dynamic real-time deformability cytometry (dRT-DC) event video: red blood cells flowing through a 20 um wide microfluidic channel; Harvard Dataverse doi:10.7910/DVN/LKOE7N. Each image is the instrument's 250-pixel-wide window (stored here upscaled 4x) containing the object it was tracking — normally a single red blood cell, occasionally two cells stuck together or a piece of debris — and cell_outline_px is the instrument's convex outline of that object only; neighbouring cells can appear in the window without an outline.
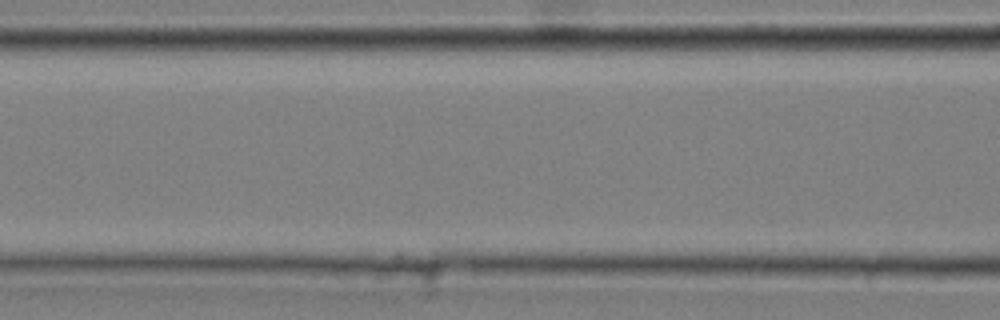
{"species": "common noctule bat (a hibernating species)", "species_latin": "Nyctalus noctula", "temperature_condition": "cold", "stored_images_in_passage": 3, "camera_frame_rate_fps": 3000, "um_per_image_px": 0.085, "animal": {"sex": "male", "body_mass_g": 20.4}, "frame": {"image": 1, "passage_image": 3, "time_ms": 0.667, "image_size_px": [1000, 320], "cell_outline_px": [[948, 272], [940, 280], [932, 280], [808, 276], [808, 268], [948, 268]], "centroid_in_image_um": [74.93, 23.21], "position_along_channel_um": 91.7, "area_um2": 10.12}}